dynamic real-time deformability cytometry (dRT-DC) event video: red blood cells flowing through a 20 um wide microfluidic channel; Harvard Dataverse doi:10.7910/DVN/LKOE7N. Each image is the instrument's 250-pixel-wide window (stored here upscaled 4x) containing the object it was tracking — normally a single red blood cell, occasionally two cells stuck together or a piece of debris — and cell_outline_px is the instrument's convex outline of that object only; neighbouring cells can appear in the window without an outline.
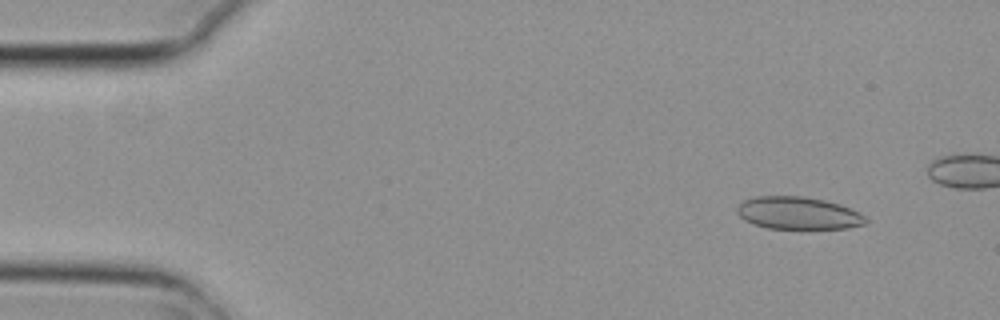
{"species": "common noctule bat (a hibernating species)", "species_latin": "Nyctalus noctula", "temperature_condition": "cold", "stored_images_in_passage": 5, "camera_frame_rate_fps": 3000, "um_per_image_px": 0.085, "animal": {"sex": "female", "body_mass_g": 29.2, "forearm_length_mm": 56.3}, "frame": {"image": 1, "passage_image": 2, "time_ms": 0.333, "image_size_px": [1000, 320], "cell_outline_px": [[868, 224], [848, 228], [768, 228], [752, 224], [744, 220], [736, 212], [736, 208], [744, 200], [756, 196], [804, 196], [824, 200], [840, 204], [860, 212], [868, 220]], "centroid_in_image_um": [67.86, 18.11], "position_along_channel_um": 17.1, "area_um2": 24.45}}